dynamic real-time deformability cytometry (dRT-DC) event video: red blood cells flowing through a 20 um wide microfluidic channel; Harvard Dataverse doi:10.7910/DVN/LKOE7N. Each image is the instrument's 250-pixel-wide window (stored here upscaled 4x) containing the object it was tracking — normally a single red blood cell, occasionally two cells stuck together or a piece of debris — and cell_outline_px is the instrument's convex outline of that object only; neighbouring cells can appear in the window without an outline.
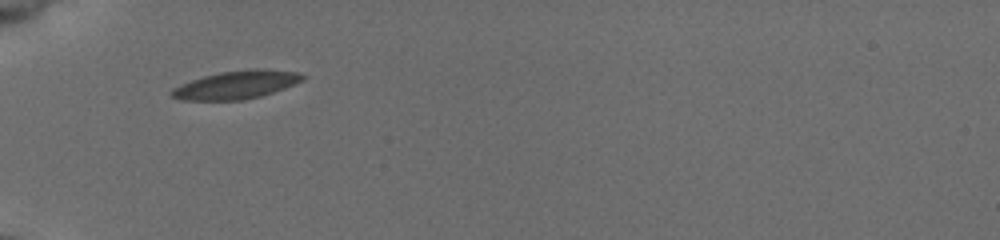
{"species": "common noctule bat (a hibernating species)", "species_latin": "Nyctalus noctula", "temperature_condition": "cold", "stored_images_in_passage": 36, "camera_frame_rate_fps": 3000, "um_per_image_px": 0.085, "animal": {"sex": "female", "body_mass_g": 19.5, "forearm_length_mm": 54.1}, "frame": {"image": 1, "passage_image": 1, "time_ms": 0.0, "image_size_px": [1000, 240], "cell_outline_px": [[304, 76], [300, 80], [284, 88], [260, 96], [240, 100], [184, 100], [172, 96], [172, 92], [176, 88], [192, 80], [204, 76], [220, 72], [252, 68], [264, 68], [296, 72]], "centroid_in_image_um": [20.11, 7.19], "position_along_channel_um": 64.9, "area_um2": 20.87}}
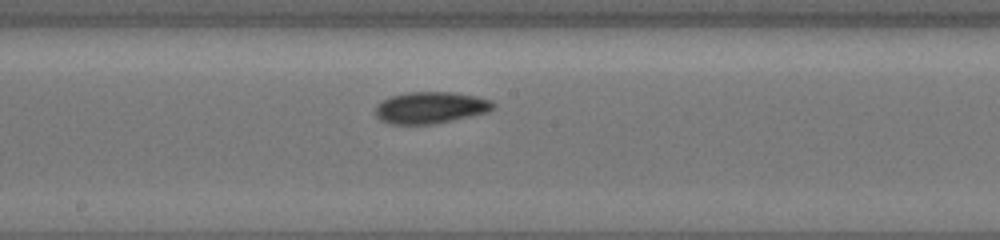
{"frame": {"image": 2, "passage_image": 13, "time_ms": 4.0, "image_size_px": [1000, 240], "cell_outline_px": [[492, 108], [488, 112], [432, 124], [392, 124], [380, 120], [376, 116], [376, 108], [384, 100], [392, 96], [404, 92], [452, 92], [476, 96], [492, 100]], "centroid_in_image_um": [36.59, 9.14], "position_along_channel_um": 211.6, "area_um2": 21.39}}
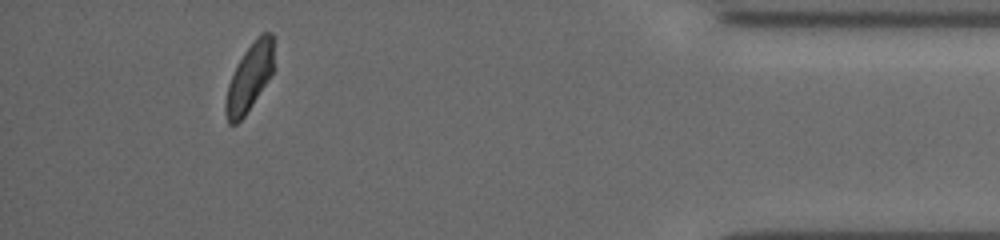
{"frame": {"image": 3, "passage_image": 32, "time_ms": 10.333, "image_size_px": [1000, 240], "cell_outline_px": [[272, 72], [252, 104], [244, 116], [236, 124], [228, 124], [224, 112], [224, 104], [228, 84], [244, 52], [256, 36], [260, 32], [272, 32]], "centroid_in_image_um": [21.16, 6.6], "position_along_channel_um": 414.0, "area_um2": 18.44}, "authors_computed_cell_mechanics": {"area_um2": 20.5479, "velocity_mm_per_s": 3.8865, "shape_relaxation_time_tau1_ms": 2.4146, "shape_relaxation_time_tau2_ms": 3.7362, "deformation_change_tau1": 0.096, "deformation_change_tau2": 0.0631}}